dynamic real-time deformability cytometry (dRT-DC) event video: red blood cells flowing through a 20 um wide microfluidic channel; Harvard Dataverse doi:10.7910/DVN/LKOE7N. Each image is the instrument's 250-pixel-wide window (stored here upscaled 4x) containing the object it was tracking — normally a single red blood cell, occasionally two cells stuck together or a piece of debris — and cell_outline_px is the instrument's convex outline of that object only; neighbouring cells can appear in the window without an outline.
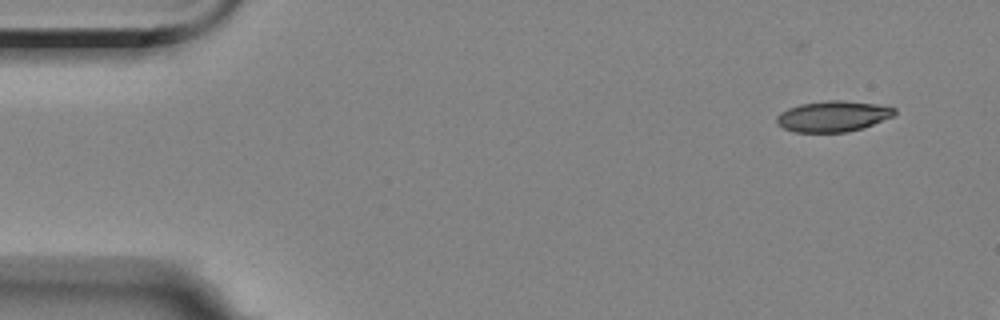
{"species": "Egyptian fruit bat (a non-hibernating species)", "species_latin": "Rousettus aegyptiacus", "temperature_condition": "room temperature", "stored_images_in_passage": 5, "camera_frame_rate_fps": 3000, "um_per_image_px": 0.085, "animal": {"sex": "female"}, "frame": {"image": 1, "passage_image": 1, "time_ms": 0.0, "image_size_px": [1000, 320], "cell_outline_px": [[896, 112], [892, 116], [872, 124], [848, 132], [792, 132], [776, 124], [776, 116], [780, 112], [788, 108], [800, 104], [828, 100], [840, 100], [876, 104], [896, 108]], "centroid_in_image_um": [70.74, 9.88], "position_along_channel_um": 14.3, "area_um2": 21.04}}
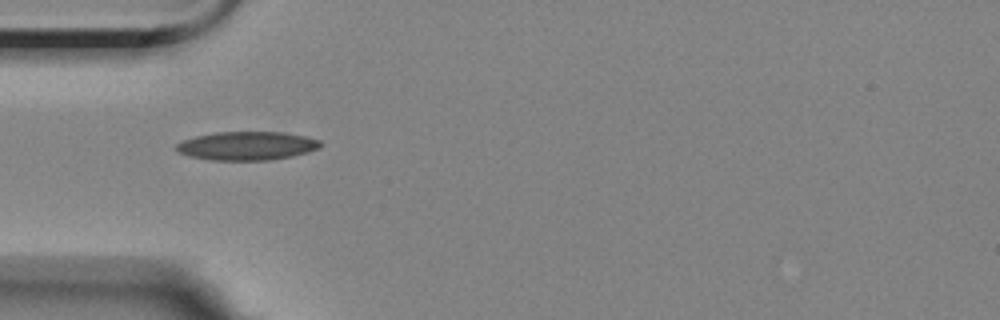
{"frame": {"image": 2, "passage_image": 4, "time_ms": 4.333, "image_size_px": [1000, 320], "cell_outline_px": [[324, 144], [320, 148], [308, 152], [292, 156], [268, 160], [208, 160], [188, 156], [180, 152], [176, 148], [176, 144], [184, 140], [196, 136], [216, 132], [284, 132], [304, 136], [320, 140]], "centroid_in_image_um": [21.02, 12.4], "position_along_channel_um": 64.0, "area_um2": 24.04}}
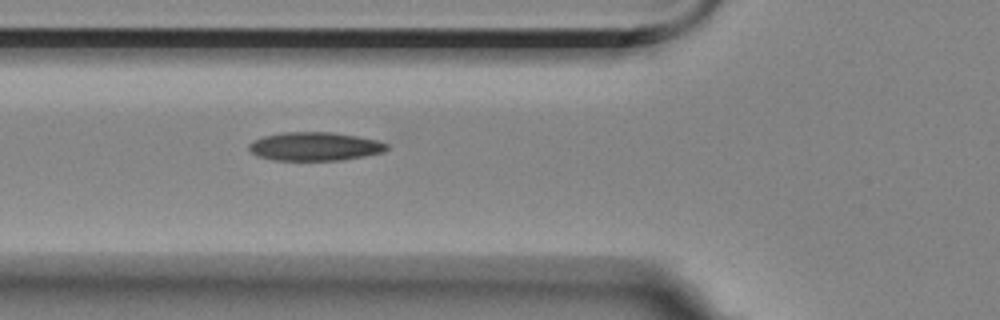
{"frame": {"image": 3, "passage_image": 5, "time_ms": 5.333, "image_size_px": [1000, 320], "cell_outline_px": [[388, 148], [384, 152], [364, 156], [340, 160], [272, 160], [256, 156], [248, 148], [248, 144], [264, 136], [284, 132], [332, 132], [380, 140], [388, 144]], "centroid_in_image_um": [26.78, 12.45], "position_along_channel_um": 99.0, "area_um2": 22.95}}